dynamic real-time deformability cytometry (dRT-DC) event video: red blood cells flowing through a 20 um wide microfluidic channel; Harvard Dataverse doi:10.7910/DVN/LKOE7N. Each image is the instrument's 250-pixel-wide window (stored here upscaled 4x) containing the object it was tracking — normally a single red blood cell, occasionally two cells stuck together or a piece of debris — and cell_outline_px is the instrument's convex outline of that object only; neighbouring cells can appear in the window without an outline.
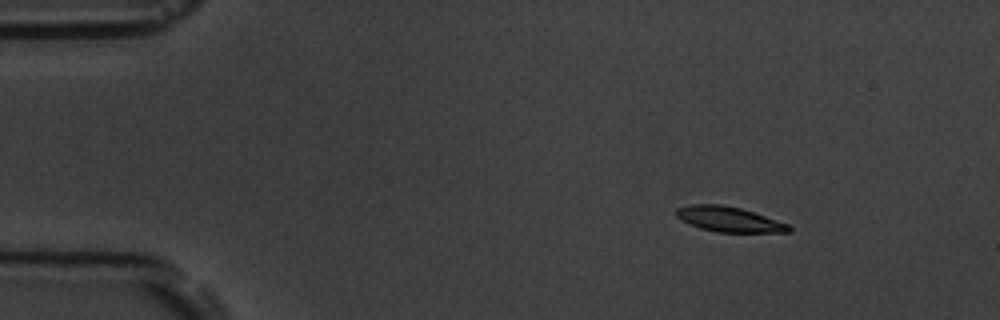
{"species": "common noctule bat (a hibernating species)", "species_latin": "Nyctalus noctula", "temperature_condition": "room temperature", "stored_images_in_passage": 9, "camera_frame_rate_fps": 3000, "um_per_image_px": 0.085, "animal": {"sex": "male", "body_mass_g": 19.5, "forearm_length_mm": 54.6}, "frame": {"image": 1, "passage_image": 1, "time_ms": 0.0, "image_size_px": [1000, 320], "cell_outline_px": [[792, 228], [788, 232], [716, 232], [700, 228], [680, 220], [676, 216], [676, 208], [692, 204], [720, 204], [740, 208], [788, 224]], "centroid_in_image_um": [61.91, 18.64], "position_along_channel_um": 23.1, "area_um2": 16.3}}
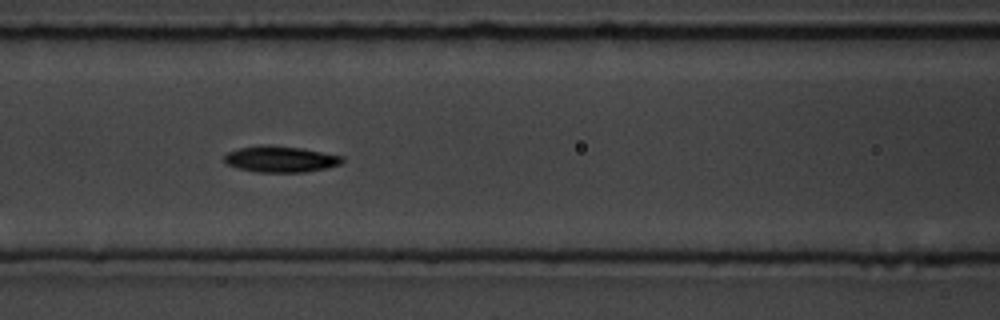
{"frame": {"image": 2, "passage_image": 6, "time_ms": 5.667, "image_size_px": [1000, 320], "cell_outline_px": [[344, 160], [340, 164], [328, 168], [304, 172], [256, 172], [236, 168], [228, 164], [224, 160], [224, 156], [228, 152], [240, 148], [268, 144], [300, 148], [344, 156]], "centroid_in_image_um": [23.86, 13.53], "position_along_channel_um": 142.7, "area_um2": 17.98}}
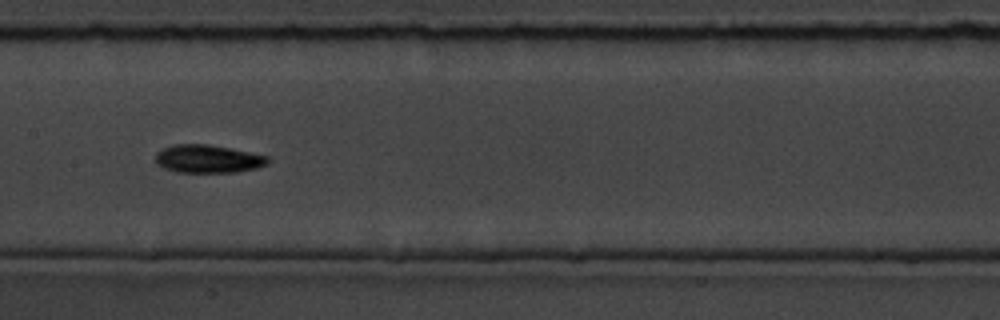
{"frame": {"image": 3, "passage_image": 7, "time_ms": 7.0, "image_size_px": [1000, 320], "cell_outline_px": [[268, 164], [256, 168], [236, 172], [176, 172], [164, 168], [156, 164], [156, 152], [172, 144], [208, 144], [268, 156]], "centroid_in_image_um": [17.64, 13.5], "position_along_channel_um": 189.8, "area_um2": 18.26}}